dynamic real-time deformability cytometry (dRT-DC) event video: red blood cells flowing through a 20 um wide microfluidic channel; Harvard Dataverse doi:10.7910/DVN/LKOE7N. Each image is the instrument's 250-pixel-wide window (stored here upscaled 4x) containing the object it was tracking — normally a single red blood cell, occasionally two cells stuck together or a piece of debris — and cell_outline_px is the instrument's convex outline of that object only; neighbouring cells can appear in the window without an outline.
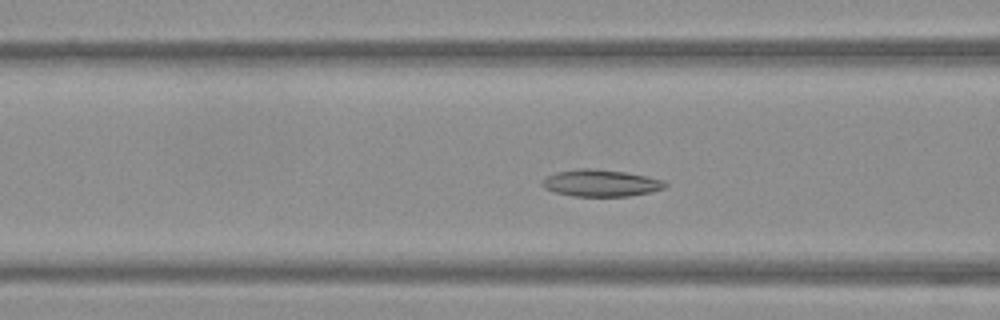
{"species": "Egyptian fruit bat (a non-hibernating species)", "species_latin": "Rousettus aegyptiacus", "temperature_condition": "warm", "stored_images_in_passage": 51, "camera_frame_rate_fps": 3000, "um_per_image_px": 0.085, "frame": {"image": 1, "passage_image": 19, "time_ms": 6.0, "image_size_px": [1000, 320], "cell_outline_px": [[668, 184], [664, 188], [652, 192], [628, 196], [572, 196], [556, 192], [544, 188], [540, 184], [548, 176], [556, 172], [580, 168], [592, 168], [624, 172], [664, 180]], "centroid_in_image_um": [51.07, 15.56], "position_along_channel_um": 115.5, "area_um2": 19.13}}
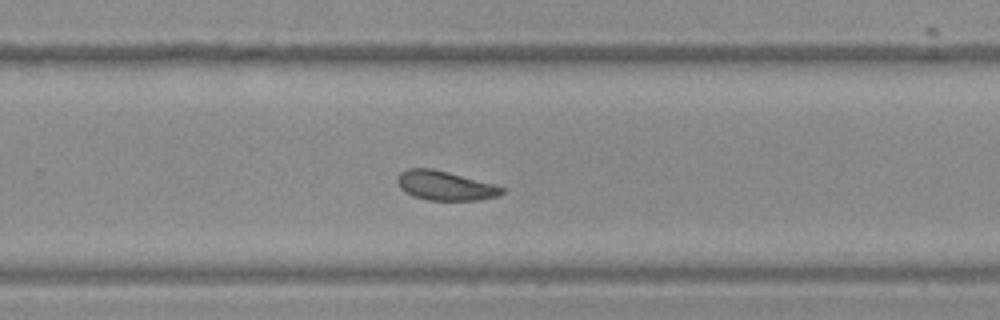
{"frame": {"image": 2, "passage_image": 33, "time_ms": 10.667, "image_size_px": [1000, 320], "cell_outline_px": [[504, 192], [496, 196], [480, 200], [428, 200], [404, 192], [400, 188], [396, 180], [396, 176], [400, 172], [408, 168], [432, 168], [448, 172], [492, 184], [504, 188]], "centroid_in_image_um": [37.77, 15.77], "position_along_channel_um": 292.0, "area_um2": 17.69}}
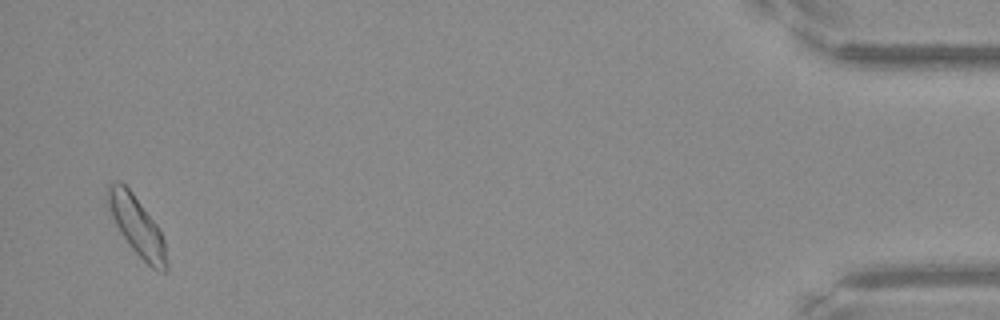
{"frame": {"image": 3, "passage_image": 50, "time_ms": 16.333, "image_size_px": [1000, 320], "cell_outline_px": [[168, 268], [164, 272], [152, 268], [128, 244], [120, 232], [104, 200], [104, 192], [108, 184], [116, 180], [120, 180], [132, 192], [156, 224], [164, 240], [168, 264]], "centroid_in_image_um": [11.58, 19.14], "position_along_channel_um": 423.6, "area_um2": 20.29}, "authors_computed_cell_mechanics": {"area_um2": 19.0162, "velocity_mm_per_s": 3.7858, "shape_relaxation_time_tau1_ms": 7.713, "shape_relaxation_time_tau2_ms": 2.4726, "deformation_change_tau1": 0.1223, "deformation_change_tau2": 0.0786}}